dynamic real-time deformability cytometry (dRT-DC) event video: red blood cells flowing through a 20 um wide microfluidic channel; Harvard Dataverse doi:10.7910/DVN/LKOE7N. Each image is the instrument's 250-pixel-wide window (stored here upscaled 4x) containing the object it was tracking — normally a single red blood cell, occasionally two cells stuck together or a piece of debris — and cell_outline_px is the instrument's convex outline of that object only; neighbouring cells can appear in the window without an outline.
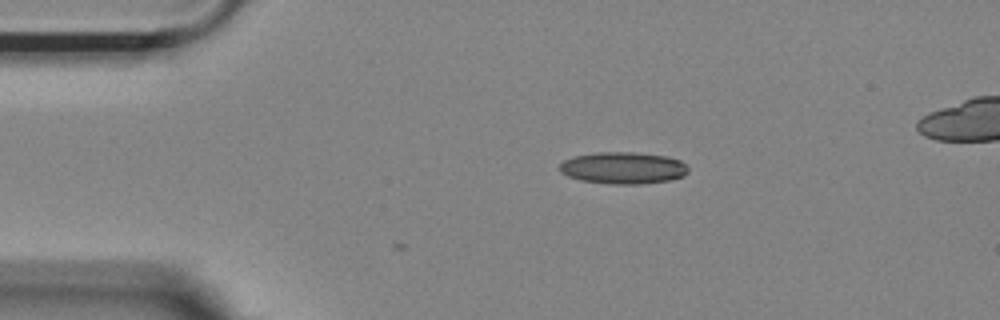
{"species": "Egyptian fruit bat (a non-hibernating species)", "species_latin": "Rousettus aegyptiacus", "temperature_condition": "room temperature", "stored_images_in_passage": 2, "camera_frame_rate_fps": 3000, "um_per_image_px": 0.085, "animal": {"sex": "female"}, "frame": {"image": 1, "passage_image": 2, "time_ms": 0.333, "image_size_px": [1000, 320], "cell_outline_px": [[688, 172], [684, 176], [668, 180], [640, 184], [612, 184], [580, 180], [568, 176], [560, 172], [560, 164], [564, 160], [572, 156], [596, 152], [636, 152], [668, 156], [680, 160], [688, 168]], "centroid_in_image_um": [52.96, 14.26], "position_along_channel_um": 32.0, "area_um2": 23.99}}